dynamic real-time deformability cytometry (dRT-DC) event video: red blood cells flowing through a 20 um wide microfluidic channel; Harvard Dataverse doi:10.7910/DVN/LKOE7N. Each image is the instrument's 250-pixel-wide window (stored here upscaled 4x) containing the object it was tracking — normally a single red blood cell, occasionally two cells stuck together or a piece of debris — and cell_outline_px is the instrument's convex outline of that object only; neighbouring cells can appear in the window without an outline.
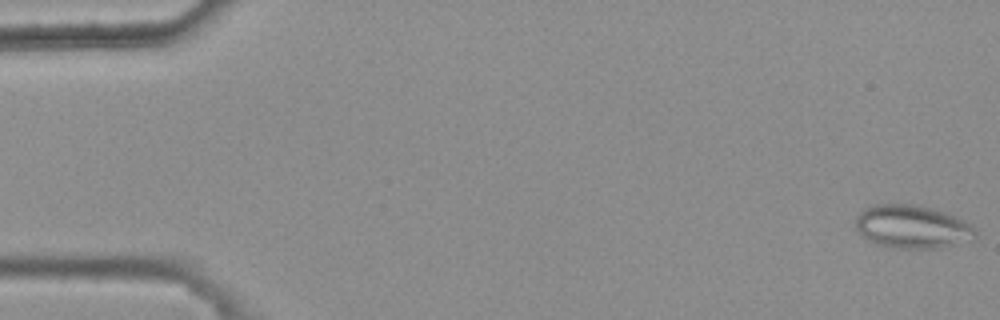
{"species": "common noctule bat (a hibernating species)", "species_latin": "Nyctalus noctula", "temperature_condition": "warm", "stored_images_in_passage": 9, "segment_of_instrument_passage": [1, 2], "camera_frame_rate_fps": 3000, "um_per_image_px": 0.085, "animal": {"sex": "female", "body_mass_g": 25.1}, "frame": {"image": 1, "passage_image": 1, "time_ms": 0.0, "image_size_px": [1000, 320], "cell_outline_px": [[976, 236], [972, 240], [940, 248], [884, 248], [868, 240], [856, 228], [856, 216], [864, 208], [876, 204], [920, 204], [956, 216], [972, 224], [976, 228]], "centroid_in_image_um": [77.56, 19.27], "position_along_channel_um": 7.4, "area_um2": 30.58}}